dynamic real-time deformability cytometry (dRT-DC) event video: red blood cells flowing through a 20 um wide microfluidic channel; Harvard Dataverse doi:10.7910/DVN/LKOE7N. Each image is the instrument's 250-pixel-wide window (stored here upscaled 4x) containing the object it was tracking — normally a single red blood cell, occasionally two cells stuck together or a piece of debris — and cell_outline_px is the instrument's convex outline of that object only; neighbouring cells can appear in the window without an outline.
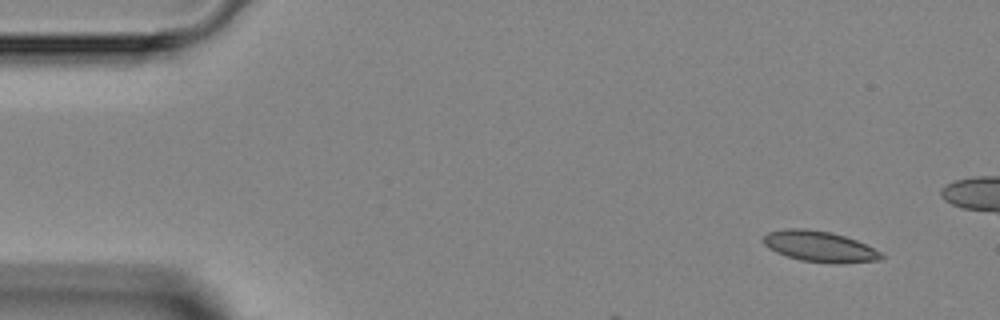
{"species": "Egyptian fruit bat (a non-hibernating species)", "species_latin": "Rousettus aegyptiacus", "temperature_condition": "room temperature", "stored_images_in_passage": 4, "camera_frame_rate_fps": 3000, "um_per_image_px": 0.085, "animal": {"sex": "female"}, "frame": {"image": 1, "passage_image": 1, "time_ms": 0.0, "image_size_px": [1000, 320], "cell_outline_px": [[884, 256], [880, 260], [840, 264], [836, 264], [800, 260], [776, 252], [768, 248], [760, 240], [768, 232], [784, 228], [804, 228], [832, 232], [856, 240], [880, 252]], "centroid_in_image_um": [69.63, 20.95], "position_along_channel_um": 15.4, "area_um2": 21.27}}
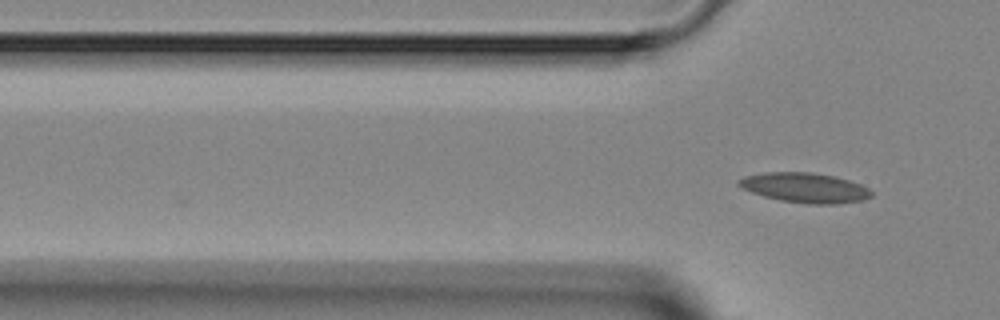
{"frame": {"image": 2, "passage_image": 4, "time_ms": 3.333, "image_size_px": [1000, 320], "cell_outline_px": [[872, 196], [864, 200], [836, 204], [808, 204], [780, 200], [764, 196], [752, 192], [736, 184], [736, 180], [744, 176], [764, 172], [808, 172], [832, 176], [848, 180], [860, 184], [868, 188], [872, 192]], "centroid_in_image_um": [68.4, 15.96], "position_along_channel_um": 57.4, "area_um2": 23.0}}